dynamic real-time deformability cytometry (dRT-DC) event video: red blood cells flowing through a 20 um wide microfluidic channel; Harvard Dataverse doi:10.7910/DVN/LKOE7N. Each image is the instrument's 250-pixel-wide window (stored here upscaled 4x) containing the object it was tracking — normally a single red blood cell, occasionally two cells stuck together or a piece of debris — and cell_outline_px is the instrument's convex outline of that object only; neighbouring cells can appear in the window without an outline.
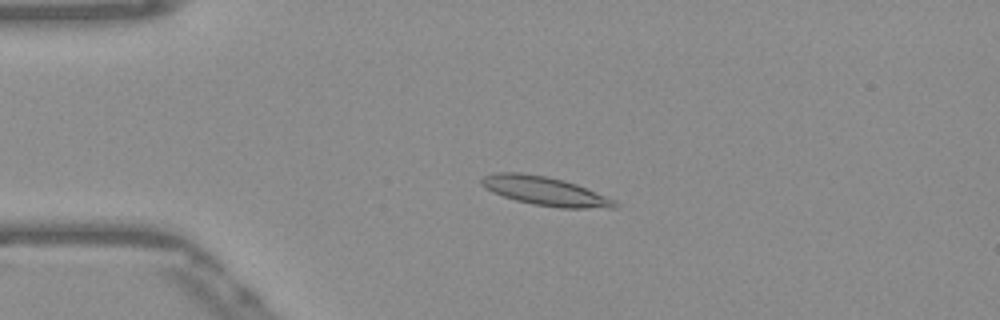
{"species": "Egyptian fruit bat (a non-hibernating species)", "species_latin": "Rousettus aegyptiacus", "temperature_condition": "warm", "stored_images_in_passage": 49, "camera_frame_rate_fps": 3000, "um_per_image_px": 0.085, "frame": {"image": 1, "passage_image": 8, "time_ms": 2.333, "image_size_px": [1000, 320], "cell_outline_px": [[620, 204], [616, 208], [560, 208], [532, 204], [516, 200], [492, 192], [484, 188], [480, 184], [480, 176], [492, 172], [520, 172], [548, 176], [564, 180], [576, 184], [616, 200]], "centroid_in_image_um": [46.29, 16.23], "position_along_channel_um": 38.7, "area_um2": 22.72}}
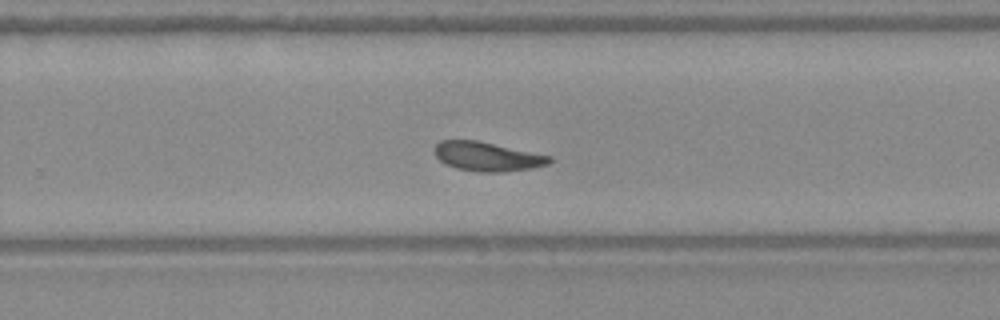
{"frame": {"image": 2, "passage_image": 30, "time_ms": 9.667, "image_size_px": [1000, 320], "cell_outline_px": [[552, 160], [548, 164], [532, 168], [504, 172], [476, 172], [456, 168], [440, 160], [432, 152], [432, 148], [440, 140], [476, 140], [552, 156]], "centroid_in_image_um": [41.39, 13.3], "position_along_channel_um": 288.4, "area_um2": 19.59}}
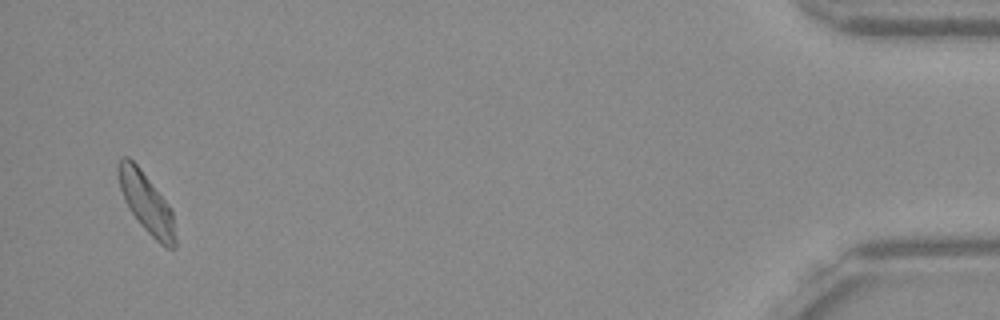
{"frame": {"image": 3, "passage_image": 47, "time_ms": 15.333, "image_size_px": [1000, 320], "cell_outline_px": [[176, 248], [164, 248], [140, 224], [124, 200], [120, 188], [116, 172], [116, 164], [124, 156], [128, 156], [140, 168], [168, 204], [172, 212], [176, 240]], "centroid_in_image_um": [12.42, 17.23], "position_along_channel_um": 422.8, "area_um2": 19.77}, "authors_computed_cell_mechanics": {"area_um2": 19.8254, "velocity_mm_per_s": 3.8318, "shape_relaxation_time_tau1_ms": 7.64, "shape_relaxation_time_tau2_ms": 1.5414, "deformation_change_tau1": 0.1849, "deformation_change_tau2": 0.0754}}